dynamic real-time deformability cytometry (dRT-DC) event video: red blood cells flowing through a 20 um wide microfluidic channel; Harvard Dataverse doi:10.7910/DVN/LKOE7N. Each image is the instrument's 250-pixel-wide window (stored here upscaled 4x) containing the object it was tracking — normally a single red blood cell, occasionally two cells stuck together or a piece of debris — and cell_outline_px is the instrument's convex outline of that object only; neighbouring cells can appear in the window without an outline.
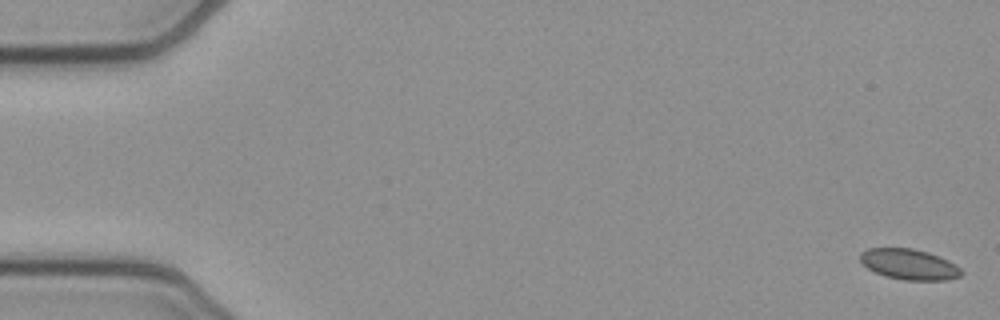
{"species": "common noctule bat (a hibernating species)", "species_latin": "Nyctalus noctula", "temperature_condition": "cold", "stored_images_in_passage": 52, "camera_frame_rate_fps": 3000, "um_per_image_px": 0.085, "animal": {"sex": "female", "body_mass_g": 21.9}, "frame": {"image": 1, "passage_image": 1, "time_ms": 0.0, "image_size_px": [1000, 320], "cell_outline_px": [[964, 272], [960, 276], [948, 280], [904, 280], [884, 276], [868, 268], [860, 260], [860, 252], [868, 248], [912, 248], [928, 252], [948, 260], [956, 264]], "centroid_in_image_um": [77.29, 22.47], "position_along_channel_um": 7.7, "area_um2": 18.09}}
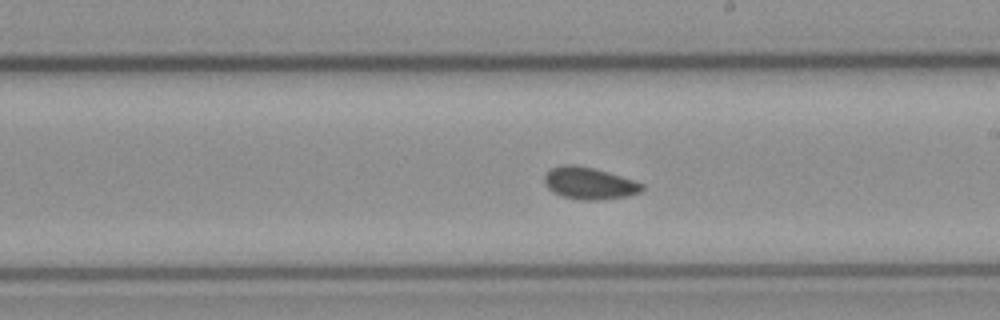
{"frame": {"image": 2, "passage_image": 30, "time_ms": 9.667, "image_size_px": [1000, 320], "cell_outline_px": [[644, 188], [640, 192], [624, 196], [596, 200], [584, 200], [564, 196], [552, 192], [544, 184], [544, 172], [548, 168], [564, 164], [576, 164], [596, 168], [636, 180], [644, 184]], "centroid_in_image_um": [50.05, 15.54], "position_along_channel_um": 238.9, "area_um2": 18.5}}
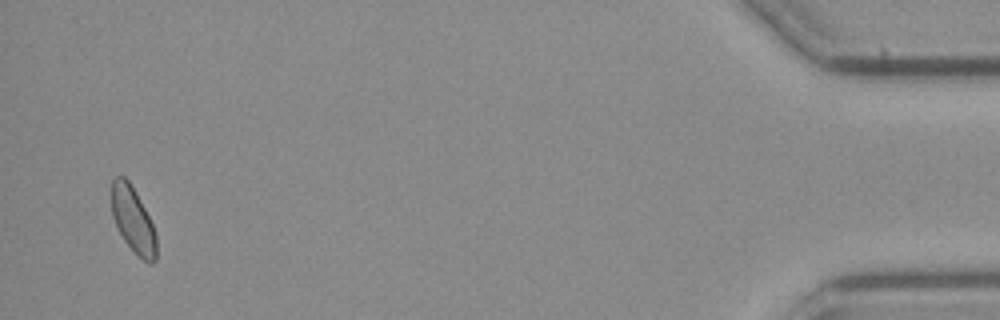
{"frame": {"image": 3, "passage_image": 51, "time_ms": 16.667, "image_size_px": [1000, 320], "cell_outline_px": [[156, 260], [152, 264], [148, 264], [124, 240], [112, 216], [112, 180], [116, 176], [124, 176], [128, 180], [144, 208], [156, 232]], "centroid_in_image_um": [11.31, 18.7], "position_along_channel_um": 423.9, "area_um2": 16.7}, "authors_computed_cell_mechanics": {"area_um2": 17.8313, "velocity_mm_per_s": 3.9087, "shape_relaxation_time_tau1_ms": null, "shape_relaxation_time_tau2_ms": 3.0939, "deformation_change_tau1": null, "deformation_change_tau2": 0.0516}}